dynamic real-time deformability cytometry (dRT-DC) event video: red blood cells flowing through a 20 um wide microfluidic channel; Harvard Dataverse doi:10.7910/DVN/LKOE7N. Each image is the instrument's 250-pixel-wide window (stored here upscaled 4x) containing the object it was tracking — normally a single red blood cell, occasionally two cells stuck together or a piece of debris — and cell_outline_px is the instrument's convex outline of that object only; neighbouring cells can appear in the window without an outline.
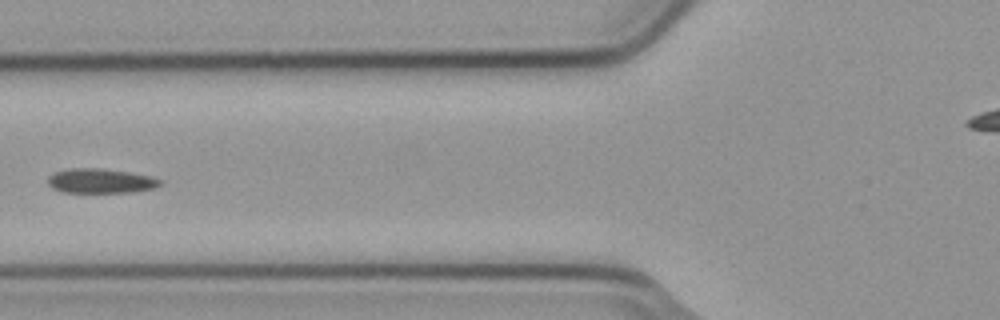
{"species": "common noctule bat (a hibernating species)", "species_latin": "Nyctalus noctula", "temperature_condition": "cold", "stored_images_in_passage": 4, "camera_frame_rate_fps": 3000, "um_per_image_px": 0.085, "animal": {"sex": "male", "body_mass_g": 23.1, "forearm_length_mm": 52.7}, "frame": {"image": 1, "passage_image": 4, "time_ms": 1.0, "image_size_px": [1000, 320], "cell_outline_px": [[164, 184], [156, 188], [132, 192], [64, 192], [52, 188], [48, 184], [48, 176], [52, 172], [68, 168], [100, 168], [128, 172], [148, 176], [164, 180]], "centroid_in_image_um": [8.56, 15.37], "position_along_channel_um": 117.2, "area_um2": 16.24}}